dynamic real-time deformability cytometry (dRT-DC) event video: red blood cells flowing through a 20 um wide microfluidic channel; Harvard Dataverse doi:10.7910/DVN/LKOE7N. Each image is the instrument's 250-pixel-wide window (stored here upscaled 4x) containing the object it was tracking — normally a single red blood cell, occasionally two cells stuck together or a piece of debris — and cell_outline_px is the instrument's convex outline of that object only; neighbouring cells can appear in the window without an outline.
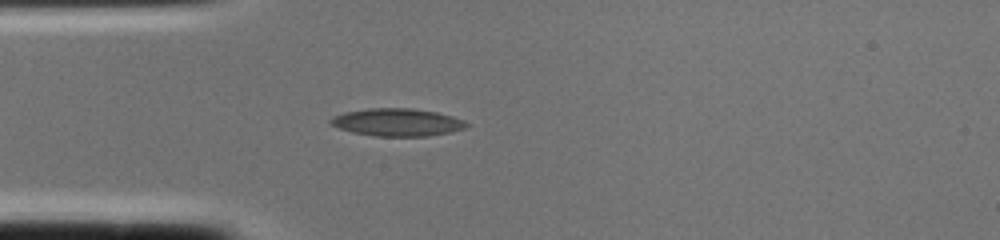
{"species": "common noctule bat (a hibernating species)", "species_latin": "Nyctalus noctula", "temperature_condition": "cold", "stored_images_in_passage": 1, "camera_frame_rate_fps": 3000, "um_per_image_px": 0.085, "animal": {"sex": "female", "body_mass_g": 22.0, "forearm_length_mm": 56.7}, "frame": {"image": 1, "passage_image": 1, "time_ms": 0.0, "image_size_px": [1000, 240], "cell_outline_px": [[468, 128], [452, 132], [428, 136], [376, 136], [352, 132], [328, 124], [328, 120], [332, 116], [344, 112], [368, 108], [412, 108], [436, 112], [452, 116], [464, 120], [468, 124]], "centroid_in_image_um": [33.76, 10.39], "position_along_channel_um": 51.2, "area_um2": 22.08}}